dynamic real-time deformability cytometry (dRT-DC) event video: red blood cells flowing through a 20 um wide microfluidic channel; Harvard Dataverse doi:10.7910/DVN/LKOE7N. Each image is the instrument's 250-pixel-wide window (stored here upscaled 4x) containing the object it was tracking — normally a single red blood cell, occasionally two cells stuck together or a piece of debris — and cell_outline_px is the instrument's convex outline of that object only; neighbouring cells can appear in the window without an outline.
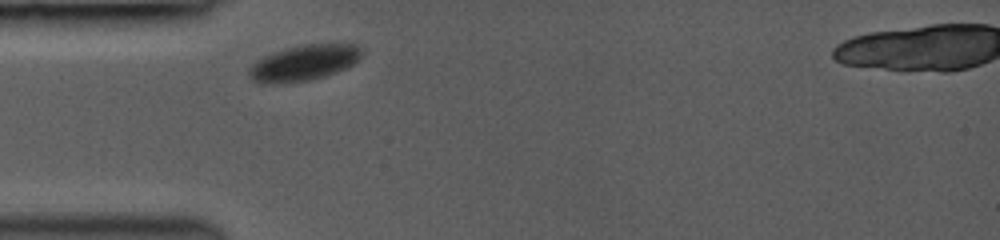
{"species": "common noctule bat (a hibernating species)", "species_latin": "Nyctalus noctula", "temperature_condition": "room temperature", "stored_images_in_passage": 37, "camera_frame_rate_fps": 3000, "um_per_image_px": 0.085, "animal": {"sex": "female", "body_mass_g": 19.0, "forearm_length_mm": 53.3}, "frame": {"image": 1, "passage_image": 1, "time_ms": 0.0, "image_size_px": [1000, 240], "cell_outline_px": [[364, 52], [360, 60], [336, 72], [312, 80], [264, 84], [260, 84], [252, 80], [248, 76], [248, 72], [252, 64], [264, 56], [272, 52], [304, 44], [356, 44]], "centroid_in_image_um": [25.83, 5.34], "position_along_channel_um": 59.2, "area_um2": 23.41}}
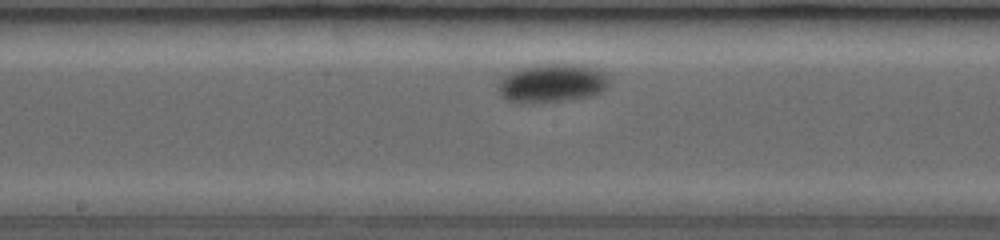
{"frame": {"image": 2, "passage_image": 15, "time_ms": 4.0, "image_size_px": [1000, 240], "cell_outline_px": [[612, 84], [604, 92], [592, 96], [564, 100], [520, 104], [508, 100], [500, 96], [496, 88], [500, 80], [508, 72], [520, 68], [540, 64], [584, 64], [608, 72]], "centroid_in_image_um": [46.99, 7.06], "position_along_channel_um": 201.2, "area_um2": 25.84}}
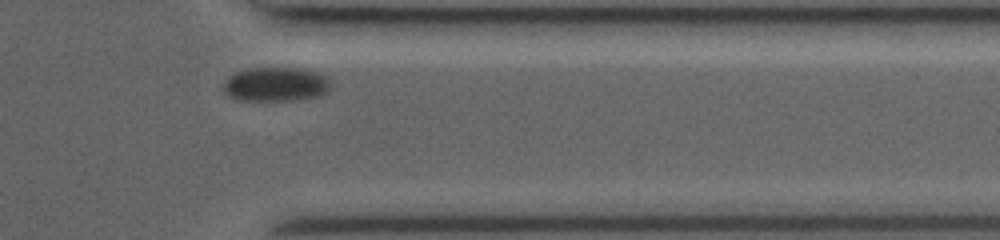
{"frame": {"image": 3, "passage_image": 33, "time_ms": 9.0, "image_size_px": [1000, 240], "cell_outline_px": [[332, 88], [320, 96], [288, 100], [236, 100], [228, 96], [224, 92], [224, 84], [228, 76], [236, 72], [248, 68], [296, 68], [316, 72], [324, 76], [332, 84]], "centroid_in_image_um": [23.42, 7.17], "position_along_channel_um": 388.0, "area_um2": 21.33}, "authors_computed_cell_mechanics": {"area_um2": 24.3338, "velocity_mm_per_s": 3.672, "shape_relaxation_time_tau1_ms": 4.0732, "shape_relaxation_time_tau2_ms": null, "deformation_change_tau1": 0.0403, "deformation_change_tau2": null}}